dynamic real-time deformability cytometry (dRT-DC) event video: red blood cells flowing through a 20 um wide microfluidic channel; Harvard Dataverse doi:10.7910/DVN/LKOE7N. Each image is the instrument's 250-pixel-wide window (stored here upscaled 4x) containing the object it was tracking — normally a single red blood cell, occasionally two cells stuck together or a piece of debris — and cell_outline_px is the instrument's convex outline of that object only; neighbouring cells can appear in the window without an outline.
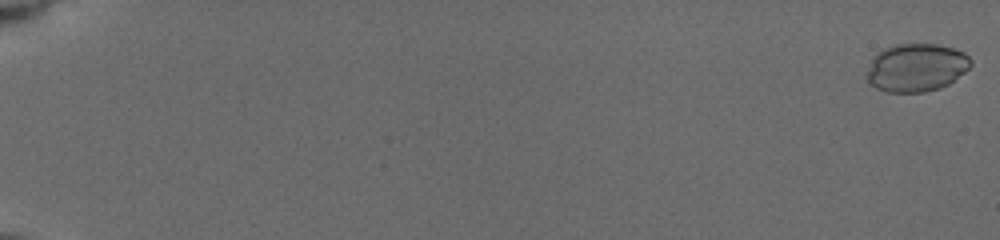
{"species": "common noctule bat (a hibernating species)", "species_latin": "Nyctalus noctula", "temperature_condition": "cold", "stored_images_in_passage": 99, "camera_frame_rate_fps": 3000, "um_per_image_px": 0.085, "animal": {"sex": "female", "body_mass_g": 19.5, "forearm_length_mm": 54.1}, "frame": {"image": 1, "passage_image": 1, "time_ms": 0.0, "image_size_px": [1000, 240], "cell_outline_px": [[972, 64], [964, 72], [948, 84], [940, 88], [924, 92], [888, 92], [876, 88], [868, 80], [868, 72], [872, 60], [876, 52], [884, 48], [896, 44], [936, 44], [952, 48], [964, 52], [972, 60]], "centroid_in_image_um": [77.9, 5.74], "position_along_channel_um": 7.1, "area_um2": 28.9}}
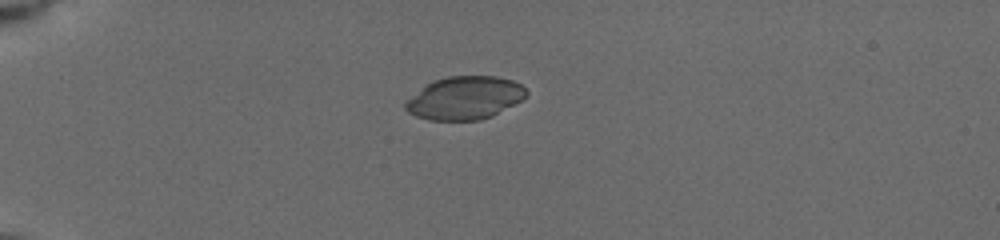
{"frame": {"image": 2, "passage_image": 32, "time_ms": 5.333, "image_size_px": [1000, 240], "cell_outline_px": [[528, 92], [520, 100], [480, 120], [428, 120], [416, 116], [408, 112], [404, 108], [404, 104], [412, 96], [432, 80], [448, 76], [496, 76], [512, 80], [520, 84]], "centroid_in_image_um": [39.46, 8.31], "position_along_channel_um": 45.5, "area_um2": 29.71}}
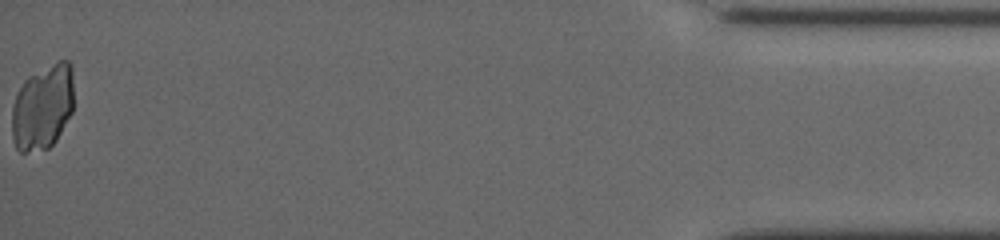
{"frame": {"image": 3, "passage_image": 98, "time_ms": 18.333, "image_size_px": [1000, 240], "cell_outline_px": [[72, 112], [56, 140], [48, 148], [28, 152], [20, 152], [16, 148], [12, 136], [12, 108], [16, 96], [24, 80], [28, 76], [60, 60], [68, 60], [72, 64]], "centroid_in_image_um": [3.62, 9.11], "position_along_channel_um": 431.6, "area_um2": 30.52}}